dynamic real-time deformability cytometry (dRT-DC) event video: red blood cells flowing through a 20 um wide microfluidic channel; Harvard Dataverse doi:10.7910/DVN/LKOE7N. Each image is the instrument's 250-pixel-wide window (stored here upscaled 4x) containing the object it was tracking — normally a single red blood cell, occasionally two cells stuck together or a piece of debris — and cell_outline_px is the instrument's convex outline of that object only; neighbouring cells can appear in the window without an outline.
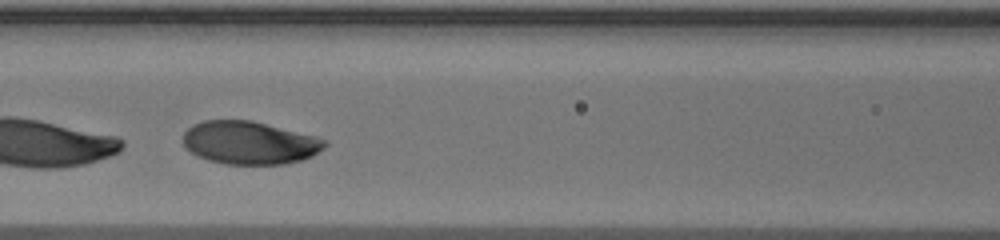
{"species": "human", "species_latin": "Homo sapiens", "temperature_condition": "warm", "stored_images_in_passage": 34, "segment_of_instrument_passage": [2, 2], "camera_frame_rate_fps": 3000, "um_per_image_px": 0.085, "donor": {"sex": "male"}, "frame": {"image": 1, "passage_image": 13, "time_ms": 4.0, "image_size_px": [1000, 240], "cell_outline_px": [[328, 144], [324, 148], [312, 156], [300, 160], [284, 164], [224, 164], [208, 160], [196, 156], [184, 148], [184, 132], [192, 124], [204, 120], [252, 120], [328, 140]], "centroid_in_image_um": [21.18, 12.13], "position_along_channel_um": 145.4, "area_um2": 35.55}}
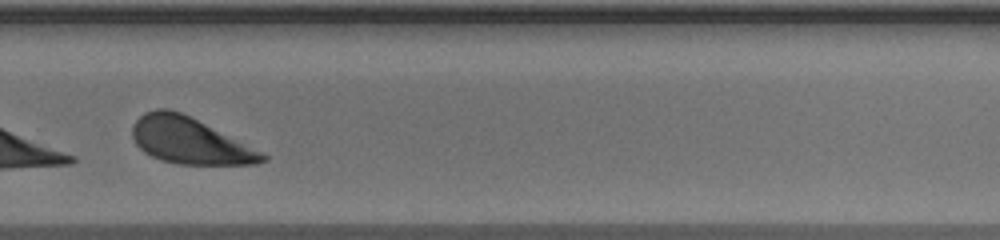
{"frame": {"image": 2, "passage_image": 26, "time_ms": 8.333, "image_size_px": [1000, 240], "cell_outline_px": [[268, 160], [256, 164], [176, 164], [160, 160], [144, 152], [136, 144], [132, 136], [132, 128], [136, 120], [144, 112], [156, 108], [168, 108], [180, 112], [268, 156]], "centroid_in_image_um": [16.04, 11.97], "position_along_channel_um": 313.8, "area_um2": 34.28}}
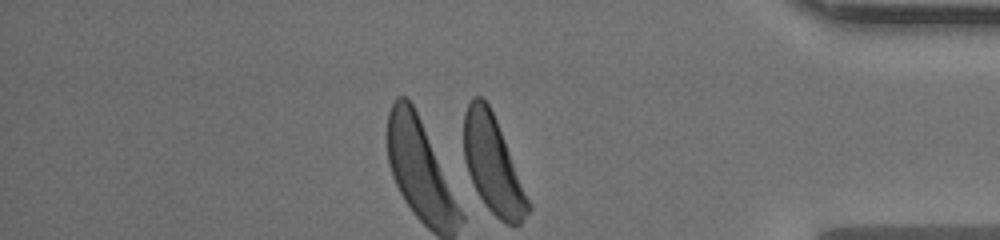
{"frame": {"image": 3, "passage_image": 34, "time_ms": 11.0, "image_size_px": [1000, 240], "cell_outline_px": [[532, 208], [520, 224], [508, 224], [500, 220], [484, 204], [468, 172], [464, 160], [464, 112], [472, 96], [480, 96], [488, 104], [496, 120], [532, 204]], "centroid_in_image_um": [41.91, 14.01], "position_along_channel_um": 393.3, "area_um2": 36.07}}